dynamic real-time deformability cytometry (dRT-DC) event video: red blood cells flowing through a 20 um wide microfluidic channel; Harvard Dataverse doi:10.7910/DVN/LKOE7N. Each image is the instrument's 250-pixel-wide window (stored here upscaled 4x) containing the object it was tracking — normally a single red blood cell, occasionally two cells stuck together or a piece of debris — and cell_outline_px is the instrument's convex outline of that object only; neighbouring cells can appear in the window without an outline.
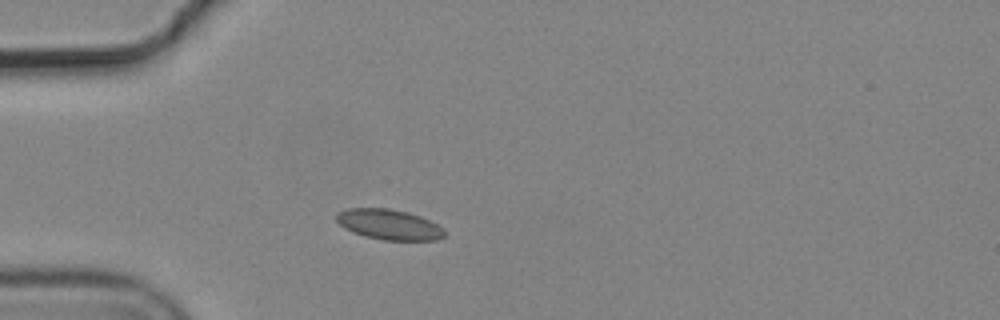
{"species": "common noctule bat (a hibernating species)", "species_latin": "Nyctalus noctula", "temperature_condition": "cold", "stored_images_in_passage": 1, "camera_frame_rate_fps": 3000, "um_per_image_px": 0.085, "animal": {"sex": "male", "body_mass_g": 19.2, "forearm_length_mm": 51.8}, "frame": {"image": 1, "passage_image": 1, "time_ms": 0.0, "image_size_px": [1000, 320], "cell_outline_px": [[444, 236], [436, 240], [380, 240], [364, 236], [352, 232], [344, 228], [336, 220], [336, 212], [348, 208], [388, 208], [408, 212], [420, 216], [444, 228]], "centroid_in_image_um": [33.03, 19.08], "position_along_channel_um": 52.0, "area_um2": 19.19}}